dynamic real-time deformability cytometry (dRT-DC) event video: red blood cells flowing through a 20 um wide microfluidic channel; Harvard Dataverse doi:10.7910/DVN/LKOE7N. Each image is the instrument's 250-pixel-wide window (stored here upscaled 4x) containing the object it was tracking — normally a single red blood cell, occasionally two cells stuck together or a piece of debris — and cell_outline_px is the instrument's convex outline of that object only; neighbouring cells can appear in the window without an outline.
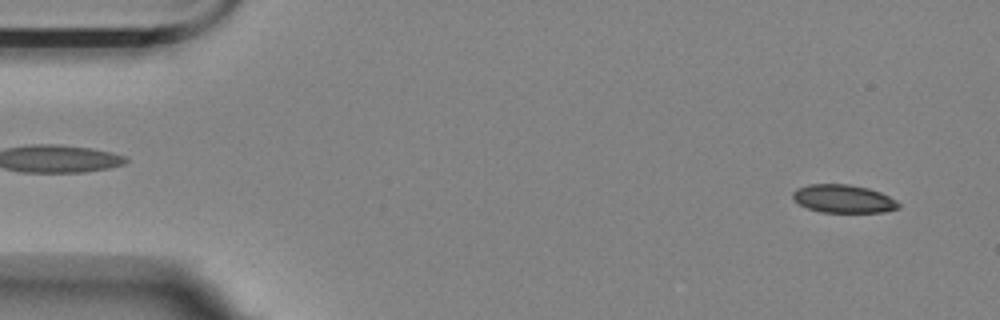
{"species": "Egyptian fruit bat (a non-hibernating species)", "species_latin": "Rousettus aegyptiacus", "temperature_condition": "room temperature", "stored_images_in_passage": 53, "camera_frame_rate_fps": 3000, "um_per_image_px": 0.085, "animal": {"sex": "female"}, "frame": {"image": 1, "passage_image": 3, "time_ms": 0.667, "image_size_px": [1000, 320], "cell_outline_px": [[900, 208], [884, 212], [820, 212], [808, 208], [800, 204], [792, 196], [792, 192], [796, 188], [808, 184], [848, 184], [868, 188], [880, 192], [896, 200], [900, 204]], "centroid_in_image_um": [71.69, 16.89], "position_along_channel_um": 13.3, "area_um2": 17.34}}
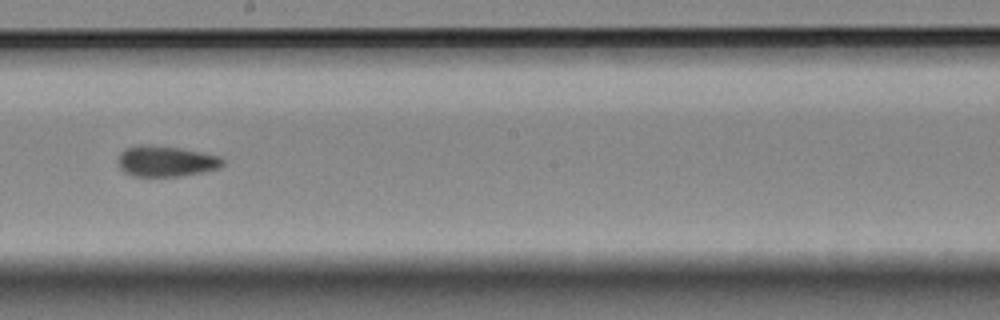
{"frame": {"image": 2, "passage_image": 31, "time_ms": 10.0, "image_size_px": [1000, 320], "cell_outline_px": [[224, 164], [220, 168], [204, 172], [184, 176], [132, 176], [124, 172], [120, 168], [116, 160], [120, 152], [124, 148], [140, 144], [180, 148], [220, 156], [224, 160]], "centroid_in_image_um": [14.09, 13.71], "position_along_channel_um": 234.1, "area_um2": 19.02}}
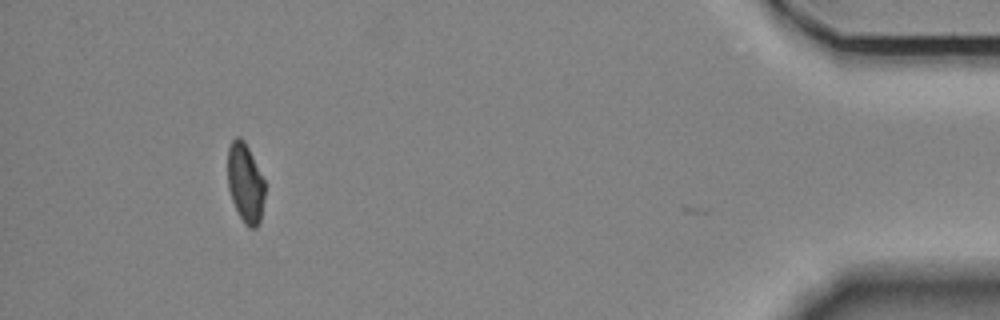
{"frame": {"image": 3, "passage_image": 52, "time_ms": 17.0, "image_size_px": [1000, 320], "cell_outline_px": [[264, 196], [260, 224], [256, 228], [248, 228], [244, 224], [232, 200], [228, 188], [228, 148], [232, 140], [236, 136], [240, 136], [244, 140], [264, 180]], "centroid_in_image_um": [20.85, 15.57], "position_along_channel_um": 414.4, "area_um2": 17.11}, "authors_computed_cell_mechanics": {"area_um2": 18.3226, "velocity_mm_per_s": 3.4953, "shape_relaxation_time_tau1_ms": 10.0579, "shape_relaxation_time_tau2_ms": 2.4969, "deformation_change_tau1": 0.1857, "deformation_change_tau2": 0.0881}}